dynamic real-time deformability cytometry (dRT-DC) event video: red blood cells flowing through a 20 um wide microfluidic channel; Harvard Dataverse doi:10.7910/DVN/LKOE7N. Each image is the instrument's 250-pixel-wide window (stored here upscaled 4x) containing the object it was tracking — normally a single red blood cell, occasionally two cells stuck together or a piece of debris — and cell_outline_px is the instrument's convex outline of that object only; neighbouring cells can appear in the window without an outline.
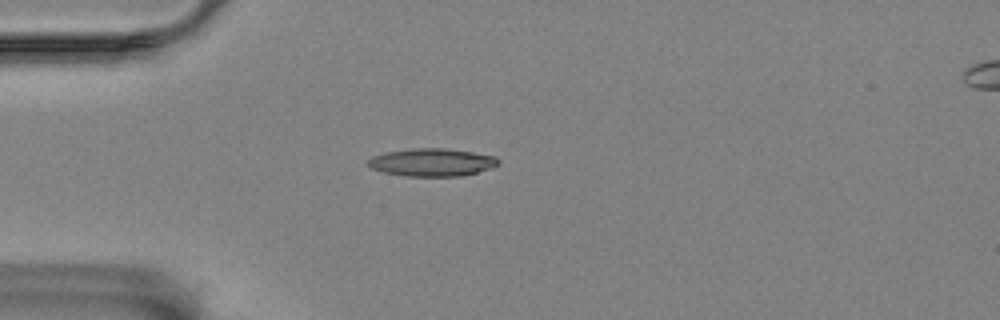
{"species": "Egyptian fruit bat (a non-hibernating species)", "species_latin": "Rousettus aegyptiacus", "temperature_condition": "room temperature", "stored_images_in_passage": 43, "camera_frame_rate_fps": 3000, "um_per_image_px": 0.085, "animal": {"sex": "female"}, "frame": {"image": 1, "passage_image": 1, "time_ms": 0.0, "image_size_px": [1000, 320], "cell_outline_px": [[500, 164], [492, 168], [460, 176], [408, 176], [384, 172], [372, 168], [368, 164], [368, 160], [372, 156], [384, 152], [412, 148], [444, 148], [472, 152], [496, 156], [500, 160]], "centroid_in_image_um": [36.74, 13.79], "position_along_channel_um": 48.3, "area_um2": 21.1}}
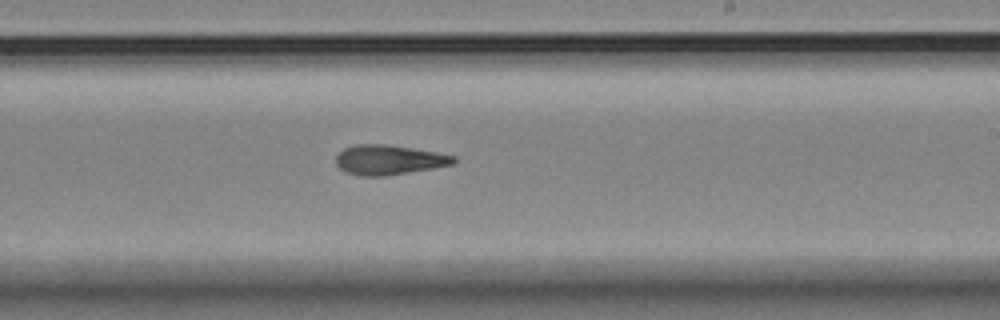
{"frame": {"image": 2, "passage_image": 20, "time_ms": 6.333, "image_size_px": [1000, 320], "cell_outline_px": [[456, 160], [452, 164], [432, 168], [384, 176], [360, 176], [344, 172], [336, 164], [336, 156], [344, 148], [356, 144], [388, 144], [436, 152], [456, 156]], "centroid_in_image_um": [33.02, 13.58], "position_along_channel_um": 256.0, "area_um2": 20.35}}
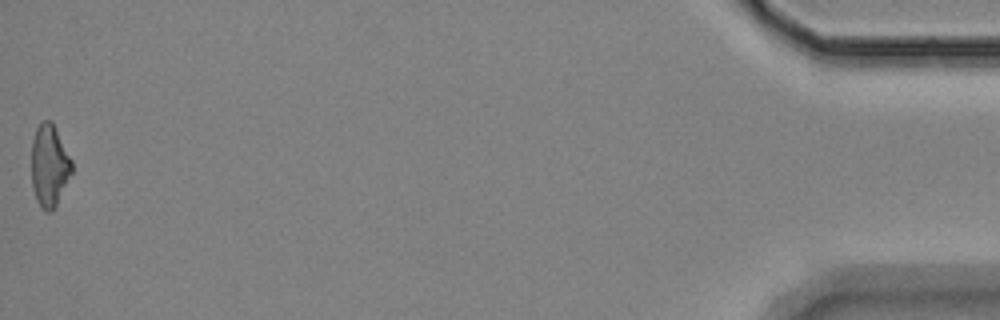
{"frame": {"image": 3, "passage_image": 43, "time_ms": 14.0, "image_size_px": [1000, 320], "cell_outline_px": [[72, 172], [52, 212], [48, 212], [40, 208], [36, 200], [32, 188], [32, 140], [36, 128], [44, 120], [52, 120], [72, 160]], "centroid_in_image_um": [4.19, 14.07], "position_along_channel_um": 431.0, "area_um2": 19.31}, "authors_computed_cell_mechanics": {"area_um2": 20.1722, "velocity_mm_per_s": 3.4849, "shape_relaxation_time_tau1_ms": 7.1545, "shape_relaxation_time_tau2_ms": 4.1503, "deformation_change_tau1": 0.1836, "deformation_change_tau2": 0.1432}}